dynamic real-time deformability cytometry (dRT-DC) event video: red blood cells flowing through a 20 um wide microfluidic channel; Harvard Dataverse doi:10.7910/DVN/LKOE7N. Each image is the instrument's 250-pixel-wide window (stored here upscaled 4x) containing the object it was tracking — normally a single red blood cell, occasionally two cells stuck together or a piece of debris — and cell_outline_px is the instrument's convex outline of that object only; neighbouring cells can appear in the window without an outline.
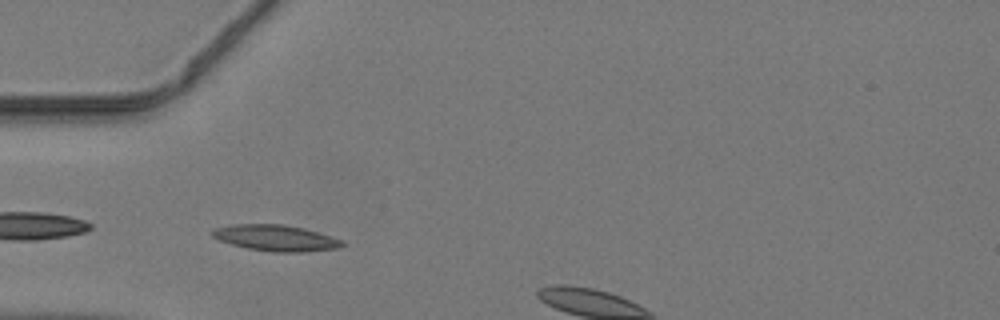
{"species": "common noctule bat (a hibernating species)", "species_latin": "Nyctalus noctula", "temperature_condition": "warm", "stored_images_in_passage": 13, "camera_frame_rate_fps": 3000, "um_per_image_px": 0.085, "animal": {"sex": "male", "body_mass_g": 19.2, "forearm_length_mm": 51.8}, "frame": {"image": 1, "passage_image": 10, "time_ms": 3.0, "image_size_px": [1000, 320], "cell_outline_px": [[344, 244], [336, 248], [300, 252], [272, 252], [248, 248], [232, 244], [220, 240], [212, 236], [208, 232], [216, 228], [236, 224], [280, 224], [304, 228], [332, 236], [344, 240]], "centroid_in_image_um": [23.44, 20.22], "position_along_channel_um": 61.6, "area_um2": 19.59}}